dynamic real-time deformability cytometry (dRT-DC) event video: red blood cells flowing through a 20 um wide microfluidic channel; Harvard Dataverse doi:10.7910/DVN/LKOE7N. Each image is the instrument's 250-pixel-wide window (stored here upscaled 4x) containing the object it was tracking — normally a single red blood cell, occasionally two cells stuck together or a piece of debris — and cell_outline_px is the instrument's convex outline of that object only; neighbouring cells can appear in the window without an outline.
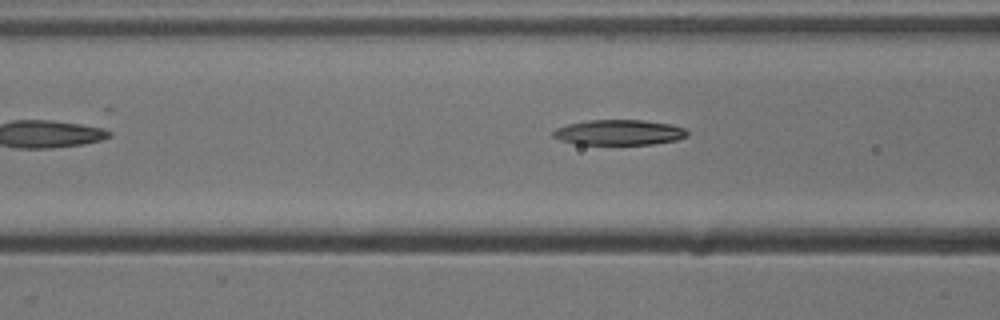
{"species": "common noctule bat (a hibernating species)", "species_latin": "Nyctalus noctula", "temperature_condition": "cold", "stored_images_in_passage": 8, "camera_frame_rate_fps": 3000, "um_per_image_px": 0.085, "animal": {"sex": "male", "body_mass_g": 13.3}, "frame": {"image": 1, "passage_image": 6, "time_ms": 1.667, "image_size_px": [1000, 320], "cell_outline_px": [[688, 136], [676, 140], [652, 144], [576, 144], [560, 140], [552, 136], [552, 132], [556, 128], [568, 124], [588, 120], [644, 120], [672, 124], [684, 128], [688, 132]], "centroid_in_image_um": [52.62, 11.25], "position_along_channel_um": 114.0, "area_um2": 19.83}}